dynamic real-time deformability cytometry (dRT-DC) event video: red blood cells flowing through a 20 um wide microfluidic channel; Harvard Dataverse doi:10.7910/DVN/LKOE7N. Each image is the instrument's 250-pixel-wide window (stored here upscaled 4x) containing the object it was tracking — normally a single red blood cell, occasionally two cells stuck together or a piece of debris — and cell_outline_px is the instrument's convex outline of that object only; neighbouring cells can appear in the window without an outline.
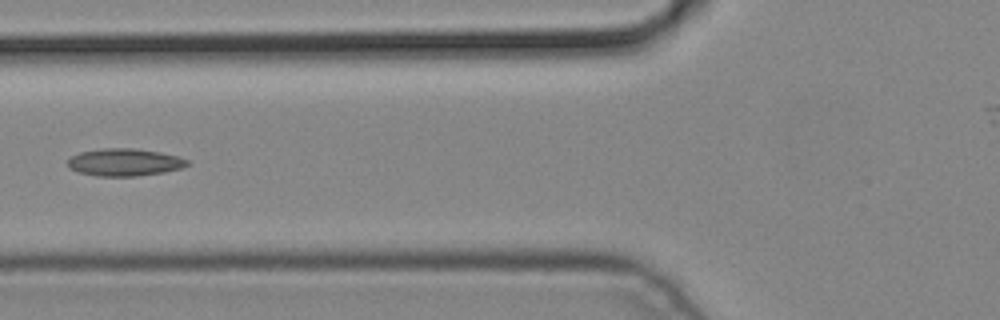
{"species": "common noctule bat (a hibernating species)", "species_latin": "Nyctalus noctula", "temperature_condition": "cold", "stored_images_in_passage": 5, "camera_frame_rate_fps": 3000, "um_per_image_px": 0.085, "animal": {"sex": "male", "body_mass_g": 19.2, "forearm_length_mm": 51.8}, "frame": {"image": 1, "passage_image": 5, "time_ms": 1.333, "image_size_px": [1000, 320], "cell_outline_px": [[188, 164], [180, 168], [164, 172], [136, 176], [96, 176], [80, 172], [68, 168], [68, 160], [72, 156], [80, 152], [104, 148], [136, 148], [160, 152], [176, 156], [188, 160]], "centroid_in_image_um": [10.56, 13.79], "position_along_channel_um": 115.2, "area_um2": 18.96}}